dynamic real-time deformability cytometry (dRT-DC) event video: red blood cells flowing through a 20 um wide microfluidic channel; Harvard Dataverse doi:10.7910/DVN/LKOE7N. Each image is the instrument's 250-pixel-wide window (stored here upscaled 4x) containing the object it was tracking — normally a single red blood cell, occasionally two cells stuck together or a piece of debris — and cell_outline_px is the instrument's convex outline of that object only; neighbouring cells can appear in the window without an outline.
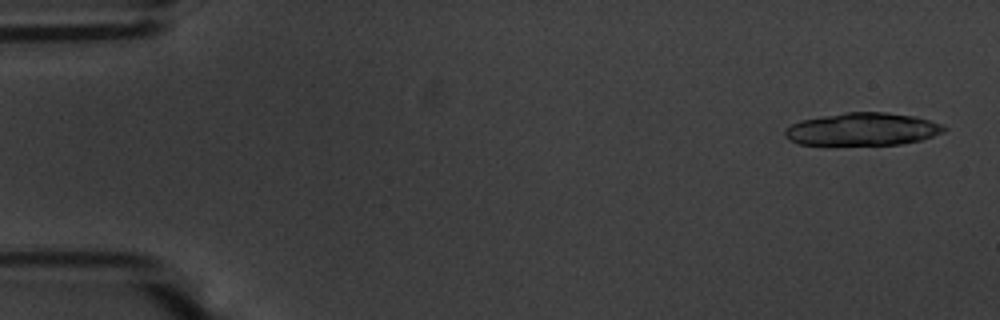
{"species": "common noctule bat (a hibernating species)", "species_latin": "Nyctalus noctula", "temperature_condition": "warm", "stored_images_in_passage": 18, "camera_frame_rate_fps": 3000, "um_per_image_px": 0.085, "animal": {"sex": "male", "body_mass_g": 20.1, "forearm_length_mm": 53.5}, "frame": {"image": 1, "passage_image": 2, "time_ms": 0.333, "image_size_px": [1000, 320], "cell_outline_px": [[948, 128], [944, 132], [920, 140], [900, 144], [800, 144], [784, 136], [784, 128], [800, 120], [844, 112], [884, 112], [916, 116], [944, 124]], "centroid_in_image_um": [73.35, 10.96], "position_along_channel_um": 11.7, "area_um2": 30.23}}